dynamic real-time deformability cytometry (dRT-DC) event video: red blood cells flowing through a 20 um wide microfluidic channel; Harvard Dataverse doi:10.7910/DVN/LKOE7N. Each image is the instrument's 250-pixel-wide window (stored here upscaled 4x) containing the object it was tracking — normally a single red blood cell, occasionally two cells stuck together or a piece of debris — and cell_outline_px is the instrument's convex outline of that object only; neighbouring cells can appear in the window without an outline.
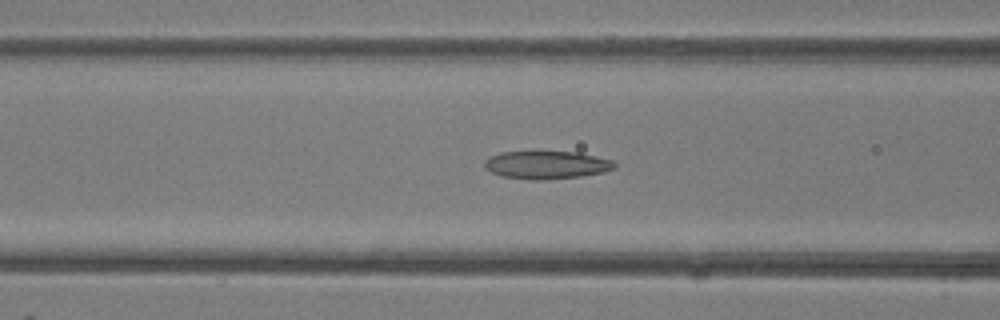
{"species": "common noctule bat (a hibernating species)", "species_latin": "Nyctalus noctula", "temperature_condition": "room temperature", "stored_images_in_passage": 41, "camera_frame_rate_fps": 3000, "um_per_image_px": 0.085, "animal": {"sex": "female"}, "frame": {"image": 1, "passage_image": 16, "time_ms": 5.0, "image_size_px": [1000, 320], "cell_outline_px": [[616, 168], [604, 172], [580, 176], [544, 180], [532, 180], [500, 176], [484, 168], [484, 160], [488, 156], [500, 152], [576, 152], [612, 160], [616, 164]], "centroid_in_image_um": [46.42, 14.02], "position_along_channel_um": 120.2, "area_um2": 21.21}}
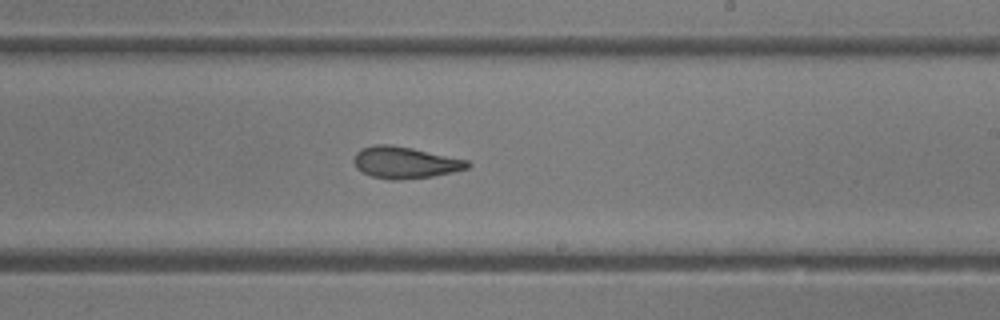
{"frame": {"image": 2, "passage_image": 24, "time_ms": 7.667, "image_size_px": [1000, 320], "cell_outline_px": [[472, 164], [468, 168], [452, 172], [432, 176], [400, 180], [388, 180], [372, 176], [356, 168], [352, 160], [356, 152], [360, 148], [376, 144], [388, 144], [412, 148], [468, 160]], "centroid_in_image_um": [34.4, 13.81], "position_along_channel_um": 254.6, "area_um2": 21.04}}
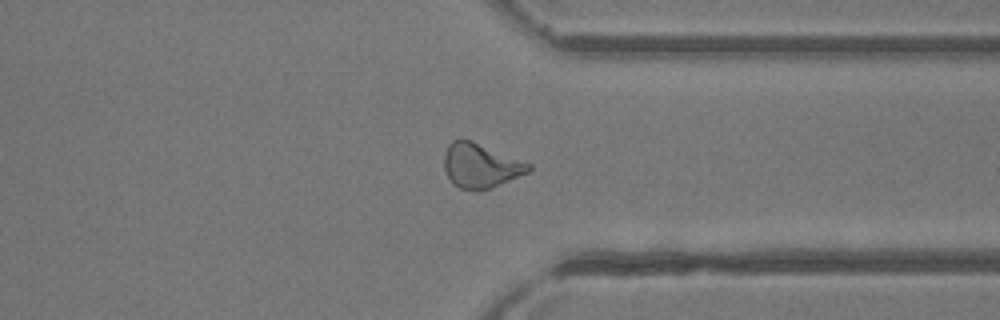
{"frame": {"image": 3, "passage_image": 31, "time_ms": 10.0, "image_size_px": [1000, 320], "cell_outline_px": [[532, 168], [528, 172], [488, 188], [476, 192], [472, 192], [460, 188], [452, 184], [444, 168], [444, 152], [448, 144], [452, 140], [472, 140], [532, 164]], "centroid_in_image_um": [40.82, 14.08], "position_along_channel_um": 370.6, "area_um2": 21.85}}